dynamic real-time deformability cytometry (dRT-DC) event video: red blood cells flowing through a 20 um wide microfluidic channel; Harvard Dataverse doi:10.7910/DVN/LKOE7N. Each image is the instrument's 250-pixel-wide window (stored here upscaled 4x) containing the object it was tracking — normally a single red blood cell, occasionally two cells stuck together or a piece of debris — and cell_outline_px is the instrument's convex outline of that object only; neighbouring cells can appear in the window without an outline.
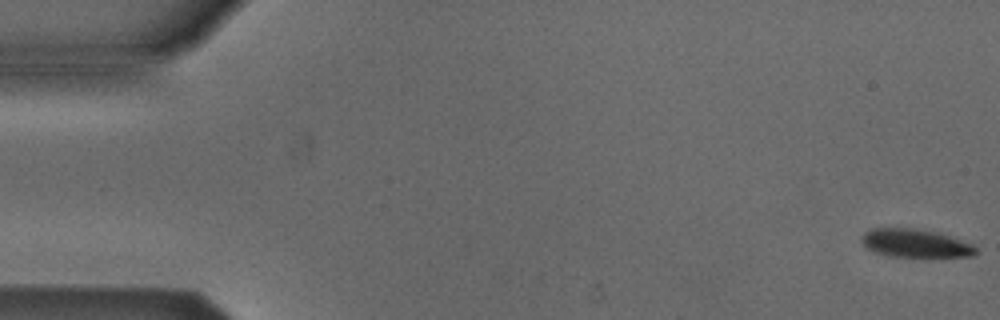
{"species": "Egyptian fruit bat (a non-hibernating species)", "species_latin": "Rousettus aegyptiacus", "temperature_condition": "cold", "stored_images_in_passage": 2, "camera_frame_rate_fps": 3000, "um_per_image_px": 0.085, "animal": {"sex": "male"}, "frame": {"image": 1, "passage_image": 1, "time_ms": 0.0, "image_size_px": [1000, 320], "cell_outline_px": [[976, 252], [972, 256], [888, 256], [876, 252], [868, 248], [860, 240], [864, 232], [872, 228], [912, 228], [936, 232], [972, 244], [976, 248]], "centroid_in_image_um": [77.75, 20.66], "position_along_channel_um": 7.2, "area_um2": 18.38}}